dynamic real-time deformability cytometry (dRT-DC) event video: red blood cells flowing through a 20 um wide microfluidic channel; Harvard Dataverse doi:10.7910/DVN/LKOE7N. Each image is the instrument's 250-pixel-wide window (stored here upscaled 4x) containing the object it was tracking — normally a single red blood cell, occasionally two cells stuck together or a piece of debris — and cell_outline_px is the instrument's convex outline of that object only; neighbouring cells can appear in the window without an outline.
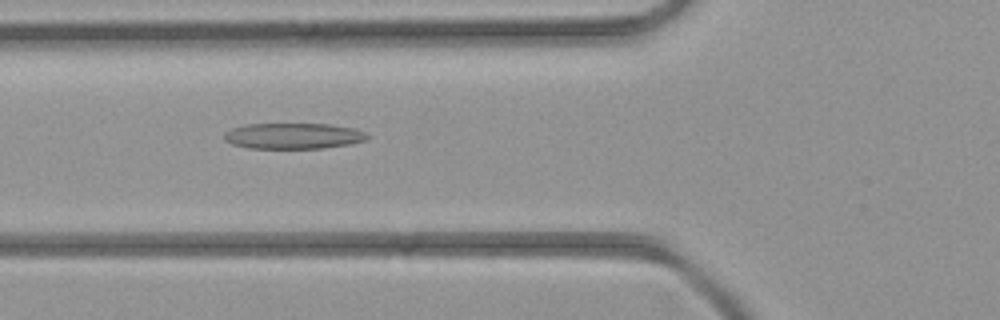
{"species": "common noctule bat (a hibernating species)", "species_latin": "Nyctalus noctula", "temperature_condition": "room temperature", "stored_images_in_passage": 4, "camera_frame_rate_fps": 3000, "um_per_image_px": 0.085, "animal": {"sex": "female", "body_mass_g": 21.9}, "frame": {"image": 1, "passage_image": 2, "time_ms": 1.333, "image_size_px": [1000, 320], "cell_outline_px": [[368, 136], [364, 140], [352, 144], [324, 148], [248, 148], [232, 144], [224, 140], [224, 132], [232, 128], [244, 124], [328, 124], [356, 128], [364, 132]], "centroid_in_image_um": [24.91, 11.55], "position_along_channel_um": 100.9, "area_um2": 21.62}}
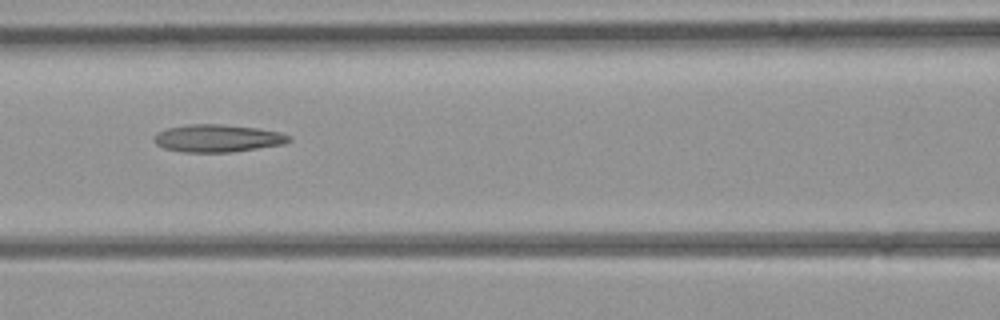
{"frame": {"image": 2, "passage_image": 3, "time_ms": 2.333, "image_size_px": [1000, 320], "cell_outline_px": [[292, 140], [284, 144], [232, 152], [184, 152], [164, 148], [156, 144], [156, 136], [160, 132], [168, 128], [188, 124], [224, 124], [256, 128], [280, 132], [292, 136]], "centroid_in_image_um": [18.56, 11.75], "position_along_channel_um": 148.0, "area_um2": 21.5}}
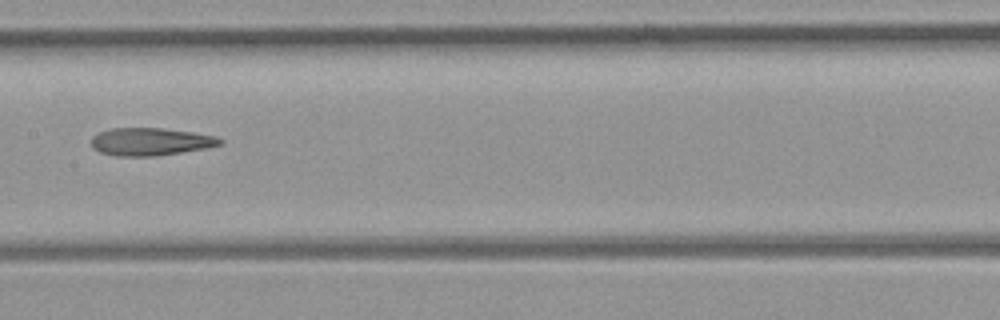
{"frame": {"image": 3, "passage_image": 4, "time_ms": 3.333, "image_size_px": [1000, 320], "cell_outline_px": [[224, 140], [220, 144], [208, 148], [156, 156], [116, 156], [100, 152], [92, 148], [92, 136], [100, 132], [112, 128], [164, 128], [192, 132], [216, 136]], "centroid_in_image_um": [12.8, 12.04], "position_along_channel_um": 194.6, "area_um2": 20.81}}